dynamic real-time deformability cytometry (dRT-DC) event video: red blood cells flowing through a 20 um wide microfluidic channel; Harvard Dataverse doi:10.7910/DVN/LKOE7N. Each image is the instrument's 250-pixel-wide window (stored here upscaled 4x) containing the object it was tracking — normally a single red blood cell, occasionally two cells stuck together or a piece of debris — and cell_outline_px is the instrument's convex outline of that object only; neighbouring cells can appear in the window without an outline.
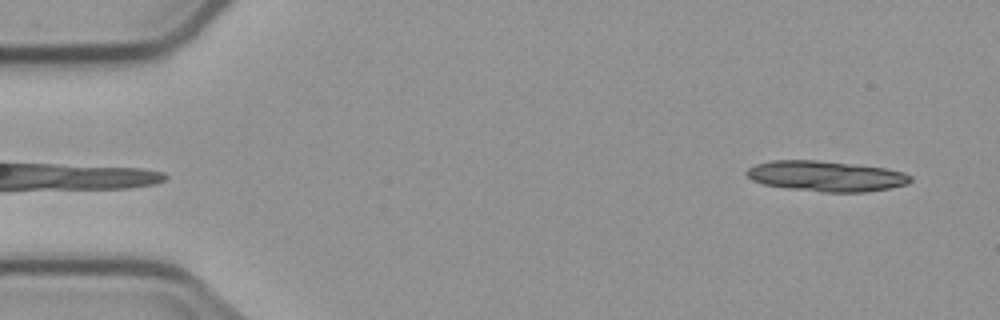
{"species": "common noctule bat (a hibernating species)", "species_latin": "Nyctalus noctula", "temperature_condition": "cold", "stored_images_in_passage": 5, "camera_frame_rate_fps": 3000, "um_per_image_px": 0.085, "animal": {"sex": "male", "body_mass_g": 23.1, "forearm_length_mm": 52.7}, "frame": {"image": 1, "passage_image": 5, "time_ms": 5.667, "image_size_px": [1000, 320], "cell_outline_px": [[912, 180], [908, 184], [888, 188], [864, 192], [824, 192], [788, 188], [764, 184], [752, 180], [744, 172], [748, 168], [756, 164], [772, 160], [816, 160], [856, 164], [888, 168], [904, 172], [912, 176]], "centroid_in_image_um": [70.24, 14.96], "position_along_channel_um": 14.8, "area_um2": 29.19}}